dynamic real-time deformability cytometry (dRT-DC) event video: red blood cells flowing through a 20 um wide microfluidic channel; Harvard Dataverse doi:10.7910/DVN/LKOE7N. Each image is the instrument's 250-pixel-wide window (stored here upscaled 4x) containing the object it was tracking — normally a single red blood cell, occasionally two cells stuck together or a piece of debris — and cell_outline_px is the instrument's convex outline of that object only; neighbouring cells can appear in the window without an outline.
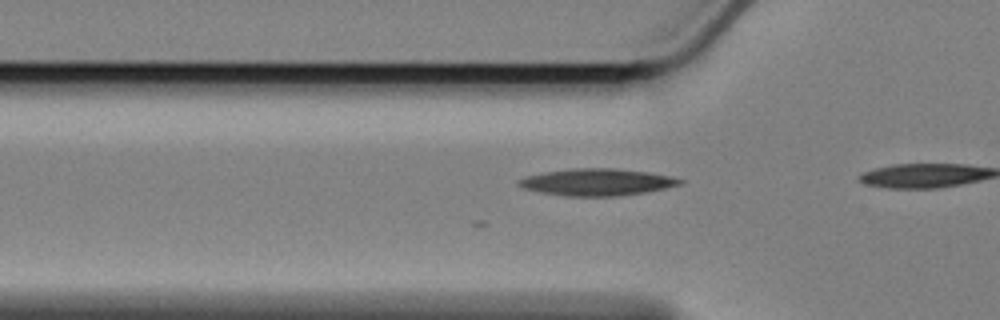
{"species": "Egyptian fruit bat (a non-hibernating species)", "species_latin": "Rousettus aegyptiacus", "temperature_condition": "cold", "stored_images_in_passage": 4, "camera_frame_rate_fps": 3000, "um_per_image_px": 0.085, "animal": {"sex": "female"}, "frame": {"image": 1, "passage_image": 2, "time_ms": 0.333, "image_size_px": [1000, 320], "cell_outline_px": [[684, 180], [680, 184], [664, 188], [644, 192], [616, 196], [564, 196], [540, 192], [524, 188], [516, 184], [516, 180], [528, 176], [544, 172], [572, 168], [616, 168], [648, 172], [672, 176]], "centroid_in_image_um": [50.72, 15.47], "position_along_channel_um": 75.1, "area_um2": 25.2}}